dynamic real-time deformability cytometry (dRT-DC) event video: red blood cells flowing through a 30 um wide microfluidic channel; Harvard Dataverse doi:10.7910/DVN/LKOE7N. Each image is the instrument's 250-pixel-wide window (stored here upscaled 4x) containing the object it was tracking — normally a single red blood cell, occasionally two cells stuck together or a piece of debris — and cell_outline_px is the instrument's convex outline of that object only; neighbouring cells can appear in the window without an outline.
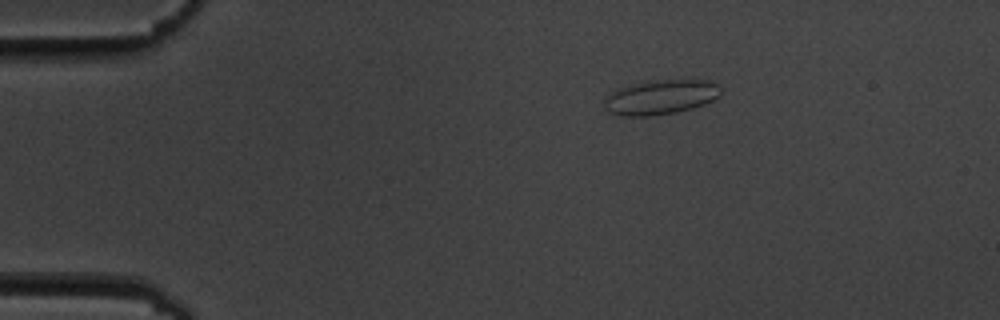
{"species": "common noctule bat (a hibernating species)", "species_latin": "Nyctalus noctula", "temperature_condition": "cold", "stored_images_in_passage": 47, "camera_frame_rate_fps": 3000, "um_per_image_px": 0.085, "animal": {"sex": "male", "body_mass_g": 19.5, "forearm_length_mm": 54.6}, "frame": {"image": 1, "passage_image": 1, "time_ms": 0.0, "image_size_px": [1000, 320], "cell_outline_px": [[724, 88], [720, 96], [704, 104], [692, 108], [676, 112], [652, 116], [624, 116], [608, 112], [604, 108], [604, 96], [620, 88], [636, 84], [664, 80], [708, 80]], "centroid_in_image_um": [56.17, 8.27], "position_along_channel_um": 28.8, "area_um2": 23.41}}
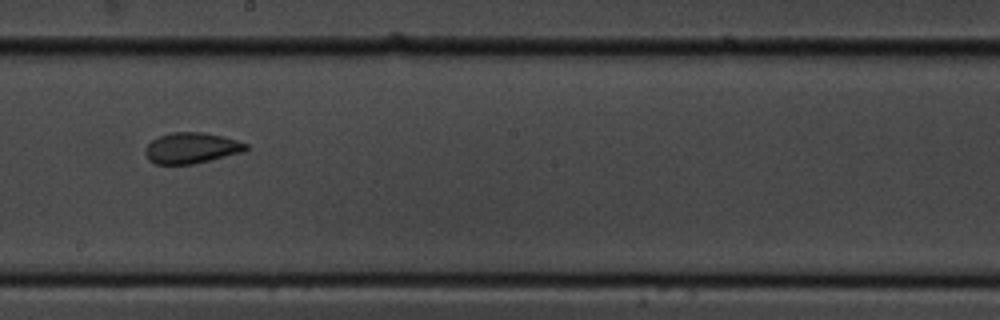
{"frame": {"image": 2, "passage_image": 23, "time_ms": 7.333, "image_size_px": [1000, 320], "cell_outline_px": [[248, 148], [244, 152], [192, 164], [156, 164], [148, 160], [144, 152], [144, 148], [152, 140], [160, 136], [172, 132], [204, 132], [236, 140], [248, 144]], "centroid_in_image_um": [16.25, 12.58], "position_along_channel_um": 231.9, "area_um2": 18.03}}
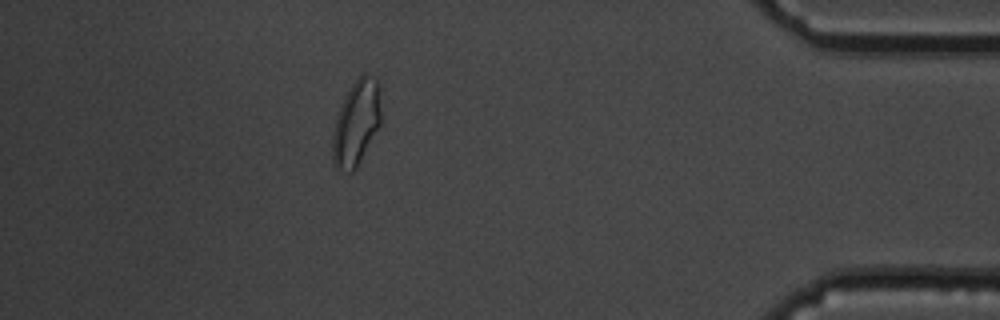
{"frame": {"image": 3, "passage_image": 41, "time_ms": 13.333, "image_size_px": [1000, 320], "cell_outline_px": [[380, 124], [356, 172], [348, 172], [336, 168], [332, 160], [332, 136], [336, 116], [340, 104], [344, 96], [352, 84], [364, 72], [368, 72], [376, 80], [380, 88]], "centroid_in_image_um": [30.27, 10.47], "position_along_channel_um": 404.9, "area_um2": 24.51}, "authors_computed_cell_mechanics": {"area_um2": 18.785, "velocity_mm_per_s": 3.5892, "shape_relaxation_time_tau1_ms": null, "shape_relaxation_time_tau2_ms": 1.4597, "deformation_change_tau1": null, "deformation_change_tau2": 0.066}}